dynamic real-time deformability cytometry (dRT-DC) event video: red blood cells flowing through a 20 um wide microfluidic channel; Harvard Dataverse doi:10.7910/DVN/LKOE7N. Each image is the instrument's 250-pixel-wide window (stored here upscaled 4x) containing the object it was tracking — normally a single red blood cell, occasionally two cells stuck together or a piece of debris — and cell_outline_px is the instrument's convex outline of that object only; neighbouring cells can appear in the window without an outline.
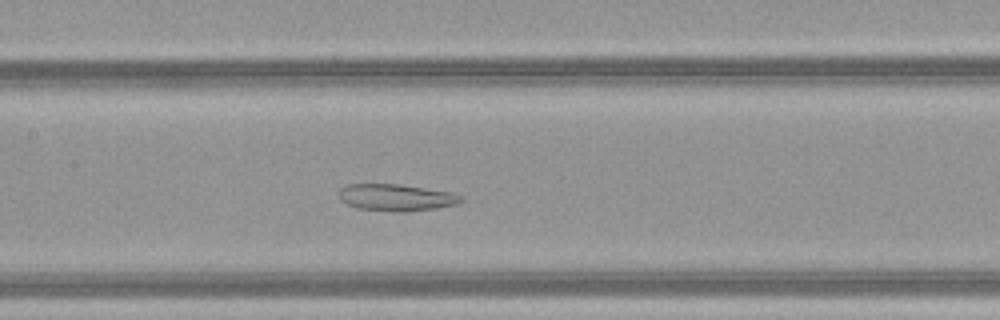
{"species": "common noctule bat (a hibernating species)", "species_latin": "Nyctalus noctula", "temperature_condition": "warm", "stored_images_in_passage": 45, "camera_frame_rate_fps": 3000, "um_per_image_px": 0.085, "animal": {"sex": "female", "body_mass_g": 21.9}, "frame": {"image": 1, "passage_image": 20, "time_ms": 6.333, "image_size_px": [1000, 320], "cell_outline_px": [[464, 200], [456, 204], [436, 208], [400, 212], [356, 208], [340, 200], [340, 188], [344, 184], [400, 184], [452, 192], [460, 196]], "centroid_in_image_um": [33.66, 16.77], "position_along_channel_um": 173.7, "area_um2": 19.02}}
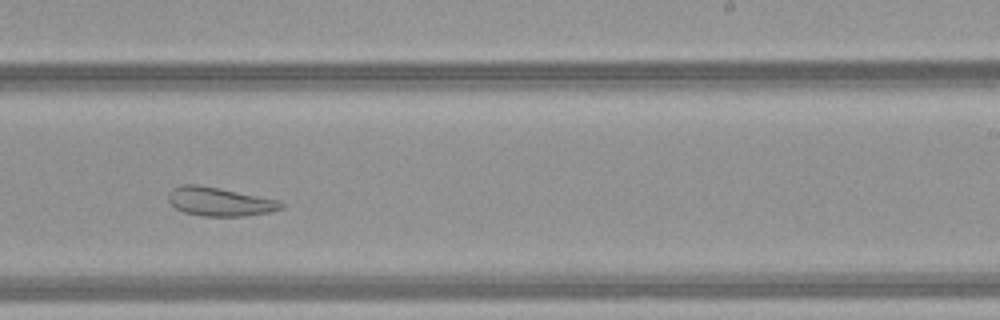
{"frame": {"image": 2, "passage_image": 27, "time_ms": 8.667, "image_size_px": [1000, 320], "cell_outline_px": [[284, 208], [272, 212], [244, 216], [204, 216], [184, 212], [176, 208], [168, 200], [168, 192], [172, 188], [180, 184], [196, 184], [220, 188], [280, 200], [284, 204]], "centroid_in_image_um": [18.69, 17.13], "position_along_channel_um": 270.3, "area_um2": 19.07}}
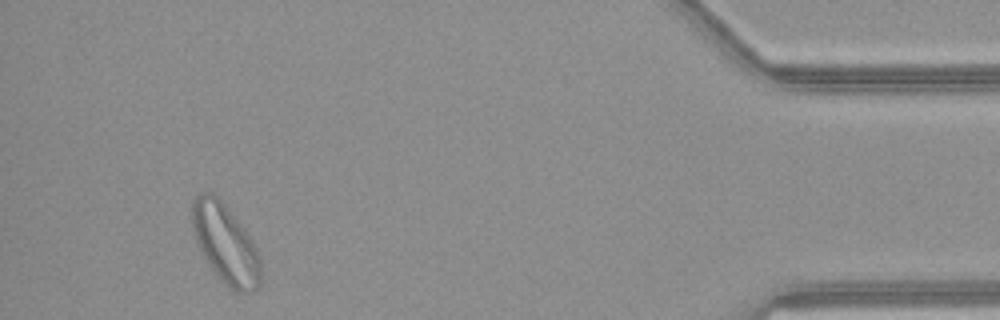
{"frame": {"image": 3, "passage_image": 42, "time_ms": 13.667, "image_size_px": [1000, 320], "cell_outline_px": [[260, 284], [252, 292], [236, 292], [212, 268], [204, 256], [196, 240], [192, 228], [192, 200], [200, 192], [212, 192], [224, 204], [244, 228], [252, 240], [260, 256]], "centroid_in_image_um": [19.16, 20.68], "position_along_channel_um": 416.0, "area_um2": 30.98}, "authors_computed_cell_mechanics": {"area_um2": 27.3394, "velocity_mm_per_s": 4.1571, "shape_relaxation_time_tau1_ms": null, "shape_relaxation_time_tau2_ms": 4.7869, "deformation_change_tau1": null, "deformation_change_tau2": 0.1561}}